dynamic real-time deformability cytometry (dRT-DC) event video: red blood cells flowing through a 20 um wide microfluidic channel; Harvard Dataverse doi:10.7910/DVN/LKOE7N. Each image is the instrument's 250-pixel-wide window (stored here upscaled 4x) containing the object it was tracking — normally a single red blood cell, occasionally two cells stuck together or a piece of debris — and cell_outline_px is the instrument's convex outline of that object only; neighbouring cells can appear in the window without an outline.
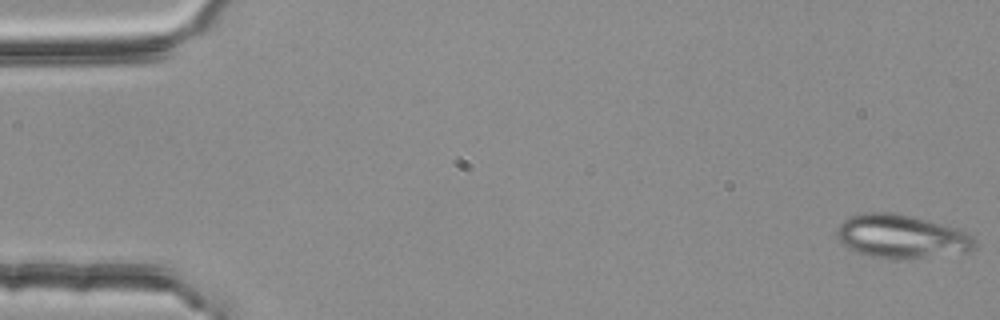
{"species": "common noctule bat (a hibernating species)", "species_latin": "Nyctalus noctula", "temperature_condition": "room temperature", "stored_images_in_passage": 53, "camera_frame_rate_fps": 3000, "um_per_image_px": 0.085, "animal": {"sex": "female", "body_mass_g": 25.1}, "frame": {"image": 1, "passage_image": 1, "time_ms": 0.0, "image_size_px": [1000, 320], "cell_outline_px": [[976, 244], [972, 248], [964, 252], [924, 256], [872, 256], [856, 252], [848, 248], [836, 236], [836, 228], [848, 216], [864, 212], [892, 212], [912, 216], [952, 228], [964, 232], [972, 236], [976, 240]], "centroid_in_image_um": [76.53, 20.04], "position_along_channel_um": 8.5, "area_um2": 33.64}}
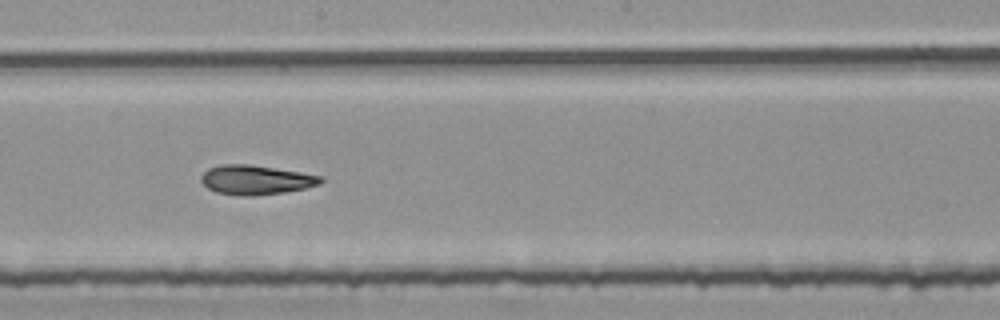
{"frame": {"image": 2, "passage_image": 30, "time_ms": 9.667, "image_size_px": [1000, 320], "cell_outline_px": [[324, 180], [320, 184], [304, 188], [284, 192], [256, 196], [240, 196], [216, 192], [208, 188], [200, 180], [200, 176], [208, 168], [224, 164], [248, 164], [300, 172], [320, 176]], "centroid_in_image_um": [21.72, 15.29], "position_along_channel_um": 226.5, "area_um2": 20.4}}
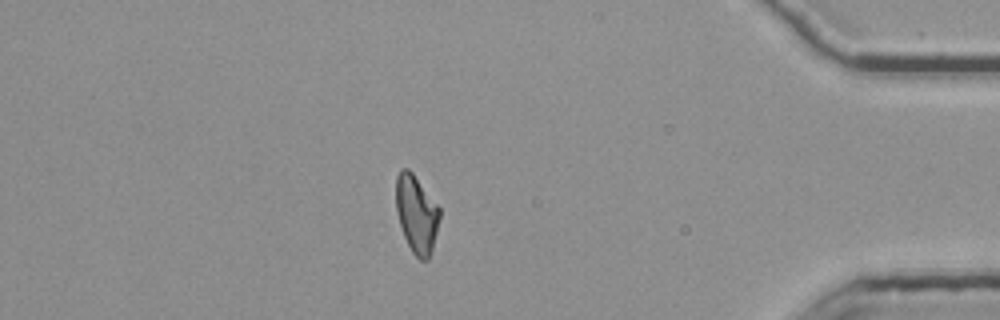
{"frame": {"image": 3, "passage_image": 47, "time_ms": 15.333, "image_size_px": [1000, 320], "cell_outline_px": [[440, 216], [432, 248], [428, 260], [420, 260], [412, 252], [404, 236], [396, 212], [396, 176], [400, 168], [408, 168], [412, 172], [440, 208]], "centroid_in_image_um": [35.39, 18.17], "position_along_channel_um": 399.8, "area_um2": 19.59}, "authors_computed_cell_mechanics": {"area_um2": 20.3456, "velocity_mm_per_s": 3.802, "shape_relaxation_time_tau1_ms": null, "shape_relaxation_time_tau2_ms": 4.9654, "deformation_change_tau1": null, "deformation_change_tau2": 0.1348}}